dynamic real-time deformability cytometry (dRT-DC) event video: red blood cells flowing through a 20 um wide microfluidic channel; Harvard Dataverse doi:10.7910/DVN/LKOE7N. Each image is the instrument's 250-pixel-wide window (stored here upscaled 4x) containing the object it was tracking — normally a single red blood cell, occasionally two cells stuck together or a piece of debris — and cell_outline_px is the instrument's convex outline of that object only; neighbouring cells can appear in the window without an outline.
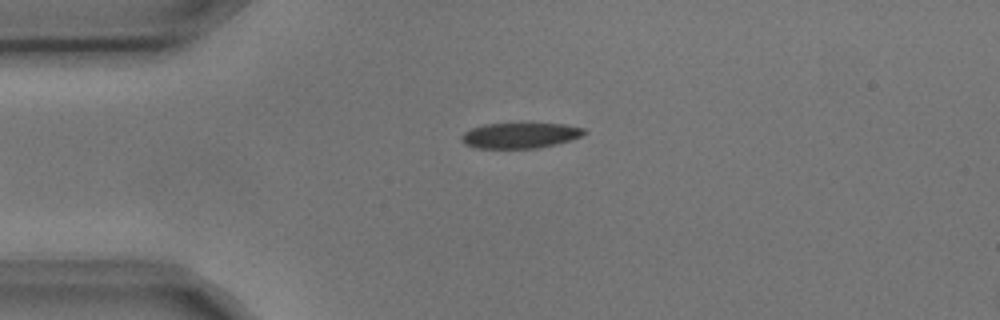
{"species": "common noctule bat (a hibernating species)", "species_latin": "Nyctalus noctula", "temperature_condition": "cold", "stored_images_in_passage": 4, "camera_frame_rate_fps": 3000, "um_per_image_px": 0.085, "animal": {"sex": "male", "body_mass_g": 17.9, "forearm_length_mm": 54.2}, "frame": {"image": 1, "passage_image": 4, "time_ms": 1.0, "image_size_px": [1000, 320], "cell_outline_px": [[588, 132], [580, 136], [568, 140], [536, 148], [476, 148], [464, 144], [460, 140], [460, 136], [464, 132], [472, 128], [484, 124], [564, 124], [584, 128]], "centroid_in_image_um": [44.15, 11.51], "position_along_channel_um": 40.9, "area_um2": 17.98}}